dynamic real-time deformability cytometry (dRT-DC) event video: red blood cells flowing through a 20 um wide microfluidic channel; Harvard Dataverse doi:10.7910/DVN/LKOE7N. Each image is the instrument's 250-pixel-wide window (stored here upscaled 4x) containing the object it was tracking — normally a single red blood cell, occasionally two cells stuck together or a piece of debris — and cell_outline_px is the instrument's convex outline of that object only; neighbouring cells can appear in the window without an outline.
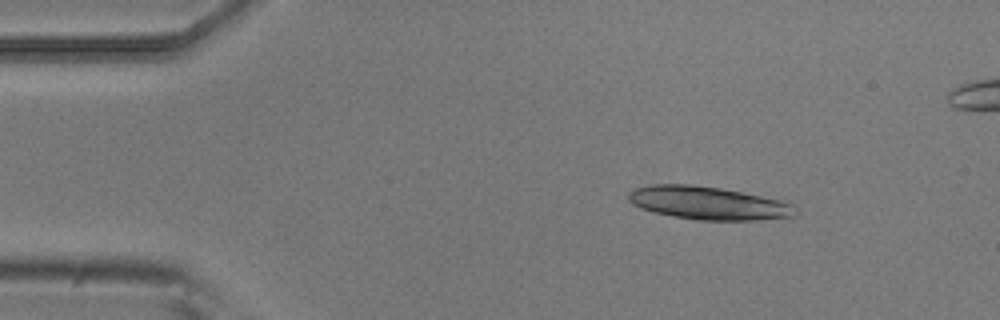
{"species": "common noctule bat (a hibernating species)", "species_latin": "Nyctalus noctula", "temperature_condition": "room temperature", "stored_images_in_passage": 5, "camera_frame_rate_fps": 3000, "um_per_image_px": 0.085, "animal": {"sex": "male", "body_mass_g": 20.5, "forearm_length_mm": 52.5}, "frame": {"image": 1, "passage_image": 2, "time_ms": 0.333, "image_size_px": [1000, 320], "cell_outline_px": [[796, 212], [792, 216], [756, 220], [696, 220], [656, 212], [640, 208], [632, 204], [628, 200], [628, 196], [636, 188], [652, 184], [692, 184], [720, 188], [780, 200], [792, 204]], "centroid_in_image_um": [60.17, 17.25], "position_along_channel_um": 24.8, "area_um2": 31.67}}